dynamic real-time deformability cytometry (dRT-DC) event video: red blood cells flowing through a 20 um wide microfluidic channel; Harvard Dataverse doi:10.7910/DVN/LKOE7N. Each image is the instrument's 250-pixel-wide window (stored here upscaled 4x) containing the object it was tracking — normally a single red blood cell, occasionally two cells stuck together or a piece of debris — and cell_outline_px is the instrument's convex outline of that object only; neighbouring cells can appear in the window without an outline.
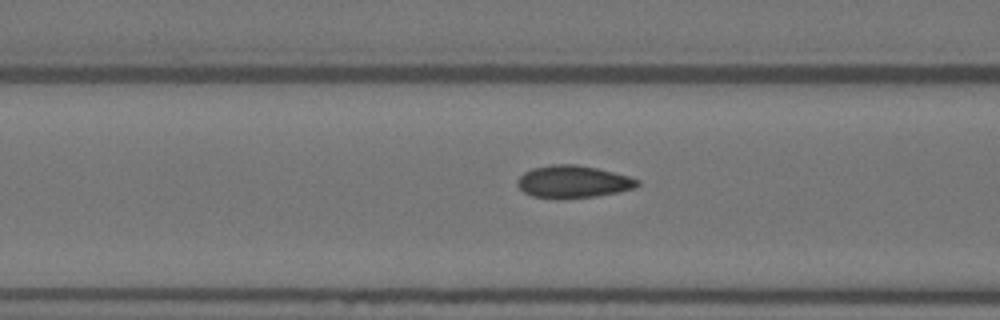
{"species": "Egyptian fruit bat (a non-hibernating species)", "species_latin": "Rousettus aegyptiacus", "temperature_condition": "warm", "stored_images_in_passage": 15, "camera_frame_rate_fps": 3000, "um_per_image_px": 0.085, "animal": {"sex": "female"}, "frame": {"image": 1, "passage_image": 9, "time_ms": 2.667, "image_size_px": [1000, 320], "cell_outline_px": [[640, 184], [636, 188], [596, 196], [560, 200], [556, 200], [532, 196], [524, 192], [516, 184], [516, 180], [524, 172], [532, 168], [552, 164], [576, 164], [596, 168], [628, 176], [640, 180]], "centroid_in_image_um": [48.68, 15.46], "position_along_channel_um": 117.9, "area_um2": 22.95}}
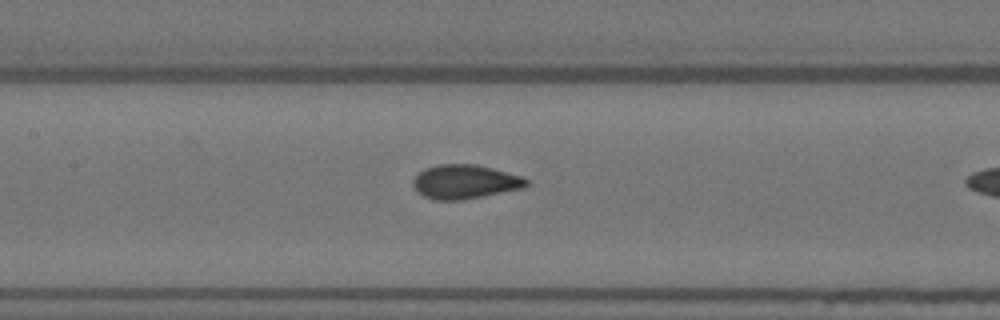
{"frame": {"image": 2, "passage_image": 13, "time_ms": 4.0, "image_size_px": [1000, 320], "cell_outline_px": [[528, 184], [524, 188], [464, 200], [436, 200], [424, 196], [412, 184], [412, 180], [424, 168], [440, 164], [476, 164], [524, 176], [528, 180]], "centroid_in_image_um": [39.56, 15.45], "position_along_channel_um": 167.8, "area_um2": 22.54}}